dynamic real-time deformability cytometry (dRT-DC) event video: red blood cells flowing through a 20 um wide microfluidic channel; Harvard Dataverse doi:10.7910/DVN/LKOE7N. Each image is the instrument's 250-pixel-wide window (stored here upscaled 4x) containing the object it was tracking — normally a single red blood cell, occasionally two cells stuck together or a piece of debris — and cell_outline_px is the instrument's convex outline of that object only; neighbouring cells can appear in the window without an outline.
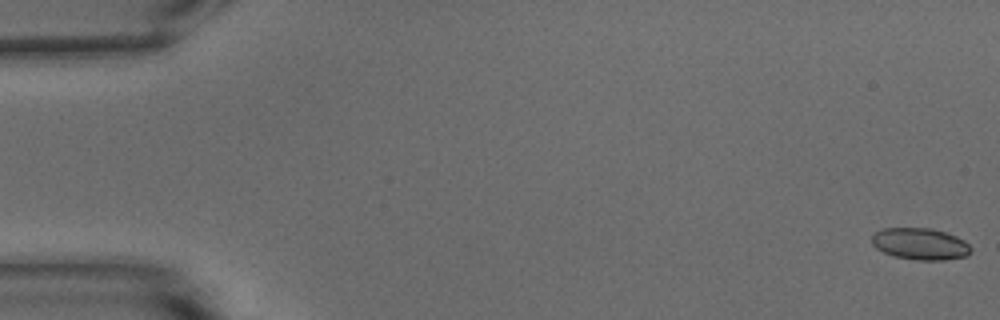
{"species": "common noctule bat (a hibernating species)", "species_latin": "Nyctalus noctula", "temperature_condition": "warm", "stored_images_in_passage": 54, "camera_frame_rate_fps": 3000, "um_per_image_px": 0.085, "animal": {"sex": "male", "body_mass_g": 15.6}, "frame": {"image": 1, "passage_image": 1, "time_ms": 0.0, "image_size_px": [1000, 320], "cell_outline_px": [[972, 252], [968, 256], [944, 260], [916, 260], [896, 256], [884, 252], [876, 248], [872, 244], [872, 236], [876, 232], [884, 228], [932, 228], [956, 236], [964, 240], [972, 248]], "centroid_in_image_um": [78.26, 20.73], "position_along_channel_um": 6.7, "area_um2": 18.32}}
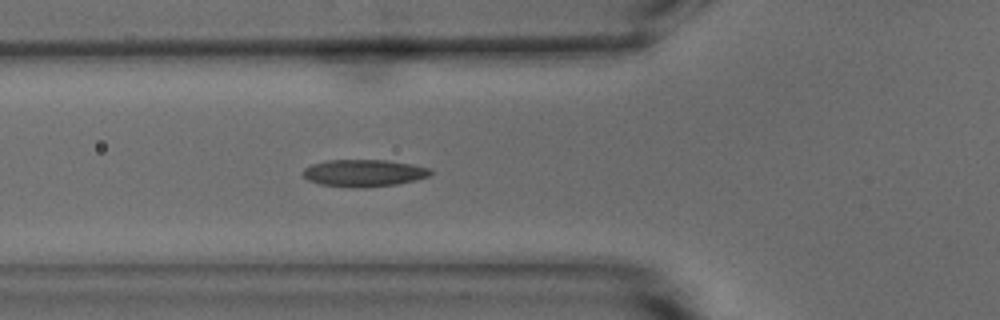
{"frame": {"image": 2, "passage_image": 20, "time_ms": 6.333, "image_size_px": [1000, 320], "cell_outline_px": [[432, 172], [428, 176], [416, 180], [396, 184], [364, 188], [356, 188], [320, 184], [308, 180], [300, 172], [304, 168], [312, 164], [328, 160], [388, 160], [412, 164], [428, 168]], "centroid_in_image_um": [30.9, 14.71], "position_along_channel_um": 94.9, "area_um2": 20.17}}
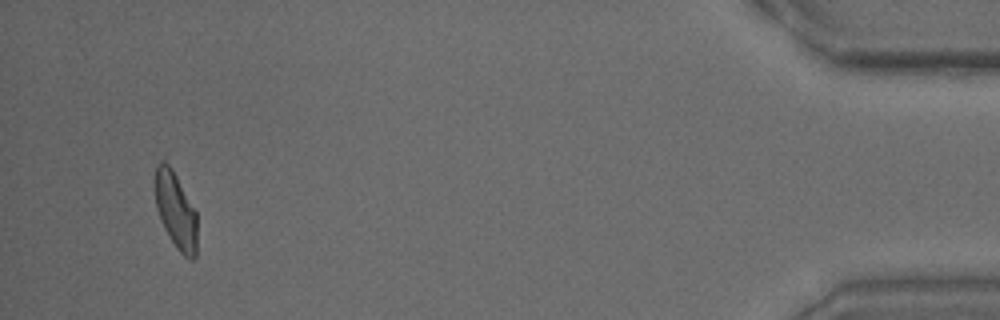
{"frame": {"image": 3, "passage_image": 52, "time_ms": 17.0, "image_size_px": [1000, 320], "cell_outline_px": [[196, 256], [192, 260], [184, 256], [176, 248], [164, 228], [160, 220], [156, 208], [156, 168], [164, 156], [172, 168], [196, 212]], "centroid_in_image_um": [14.93, 17.88], "position_along_channel_um": 420.3, "area_um2": 18.55}, "authors_computed_cell_mechanics": {"area_um2": 19.4208, "velocity_mm_per_s": 3.7611, "shape_relaxation_time_tau1_ms": 3.3527, "shape_relaxation_time_tau2_ms": 1.2741, "deformation_change_tau1": 0.1487, "deformation_change_tau2": 0.0726}}